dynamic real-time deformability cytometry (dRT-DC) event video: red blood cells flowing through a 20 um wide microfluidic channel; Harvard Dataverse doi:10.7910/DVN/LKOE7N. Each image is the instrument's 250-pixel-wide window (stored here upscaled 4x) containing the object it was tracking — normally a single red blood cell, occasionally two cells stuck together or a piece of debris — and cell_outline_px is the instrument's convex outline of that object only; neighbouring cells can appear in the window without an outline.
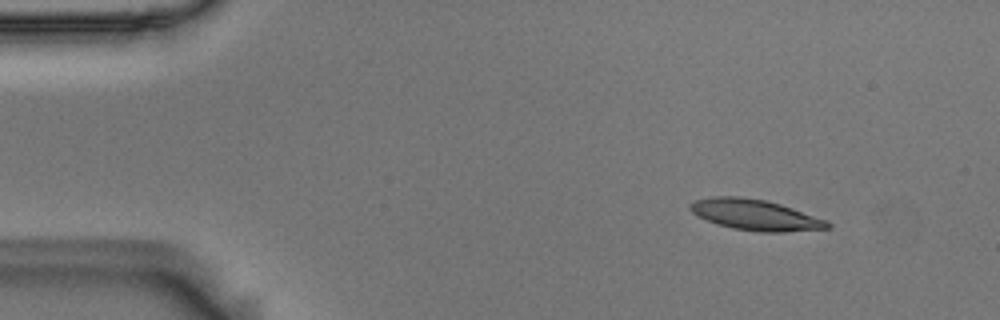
{"species": "Egyptian fruit bat (a non-hibernating species)", "species_latin": "Rousettus aegyptiacus", "temperature_condition": "room temperature", "stored_images_in_passage": 50, "camera_frame_rate_fps": 3000, "um_per_image_px": 0.085, "animal": {"sex": "male"}, "frame": {"image": 1, "passage_image": 1, "time_ms": 0.0, "image_size_px": [1000, 320], "cell_outline_px": [[832, 228], [784, 232], [760, 232], [732, 228], [716, 224], [692, 212], [688, 208], [688, 204], [692, 200], [712, 196], [736, 196], [764, 200], [780, 204], [828, 220], [832, 224]], "centroid_in_image_um": [64.2, 18.26], "position_along_channel_um": 20.8, "area_um2": 24.74}}
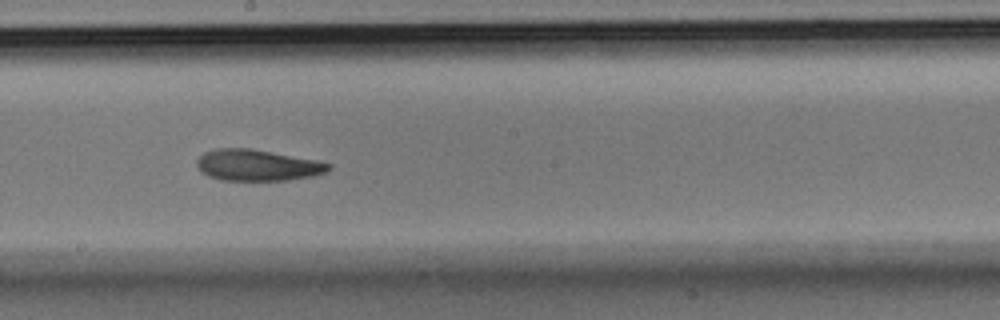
{"frame": {"image": 2, "passage_image": 25, "time_ms": 8.0, "image_size_px": [1000, 320], "cell_outline_px": [[332, 168], [324, 172], [312, 176], [288, 180], [220, 180], [208, 176], [200, 172], [196, 164], [196, 160], [204, 152], [216, 148], [252, 148], [316, 160], [332, 164]], "centroid_in_image_um": [21.84, 14.04], "position_along_channel_um": 226.4, "area_um2": 24.1}}
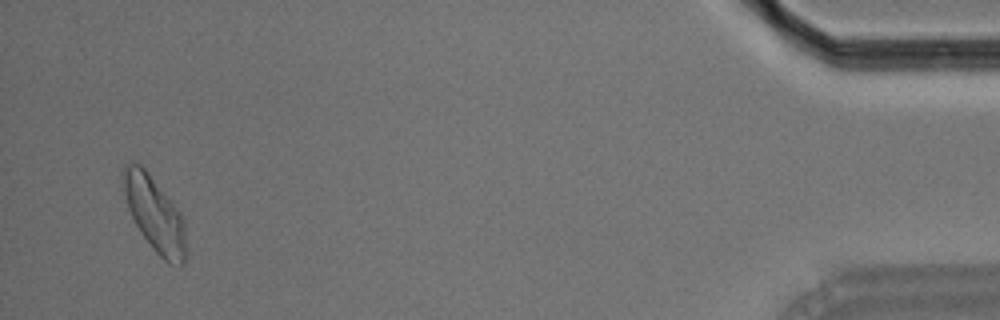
{"frame": {"image": 3, "passage_image": 48, "time_ms": 15.667, "image_size_px": [1000, 320], "cell_outline_px": [[184, 264], [168, 264], [152, 248], [140, 232], [128, 208], [120, 176], [120, 172], [124, 164], [140, 164], [144, 168], [172, 200], [180, 212], [184, 220]], "centroid_in_image_um": [13.1, 18.15], "position_along_channel_um": 422.1, "area_um2": 27.11}, "authors_computed_cell_mechanics": {"area_um2": 24.565, "velocity_mm_per_s": 3.5978, "shape_relaxation_time_tau1_ms": 5.3631, "shape_relaxation_time_tau2_ms": 6.2327, "deformation_change_tau1": 0.1438, "deformation_change_tau2": 0.139}}